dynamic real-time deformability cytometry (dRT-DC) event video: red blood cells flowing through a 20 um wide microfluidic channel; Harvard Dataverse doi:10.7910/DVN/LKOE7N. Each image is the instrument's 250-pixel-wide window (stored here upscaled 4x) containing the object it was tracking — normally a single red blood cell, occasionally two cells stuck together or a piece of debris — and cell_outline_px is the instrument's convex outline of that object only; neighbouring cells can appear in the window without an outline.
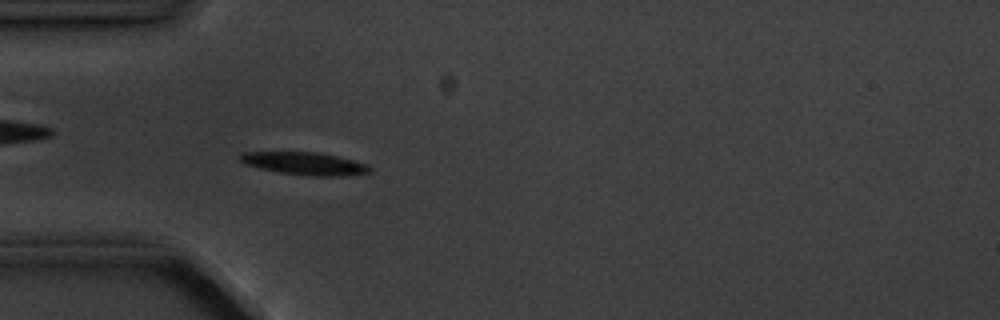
{"species": "common noctule bat (a hibernating species)", "species_latin": "Nyctalus noctula", "temperature_condition": "cold", "stored_images_in_passage": 5, "camera_frame_rate_fps": 3000, "um_per_image_px": 0.085, "animal": {"sex": "male", "body_mass_g": 20.1, "forearm_length_mm": 53.5}, "frame": {"image": 1, "passage_image": 5, "time_ms": 4.667, "image_size_px": [1000, 320], "cell_outline_px": [[372, 172], [344, 176], [308, 176], [280, 172], [260, 168], [244, 164], [240, 160], [240, 152], [316, 152], [336, 156], [368, 164], [372, 168]], "centroid_in_image_um": [25.92, 13.9], "position_along_channel_um": 59.1, "area_um2": 17.11}}